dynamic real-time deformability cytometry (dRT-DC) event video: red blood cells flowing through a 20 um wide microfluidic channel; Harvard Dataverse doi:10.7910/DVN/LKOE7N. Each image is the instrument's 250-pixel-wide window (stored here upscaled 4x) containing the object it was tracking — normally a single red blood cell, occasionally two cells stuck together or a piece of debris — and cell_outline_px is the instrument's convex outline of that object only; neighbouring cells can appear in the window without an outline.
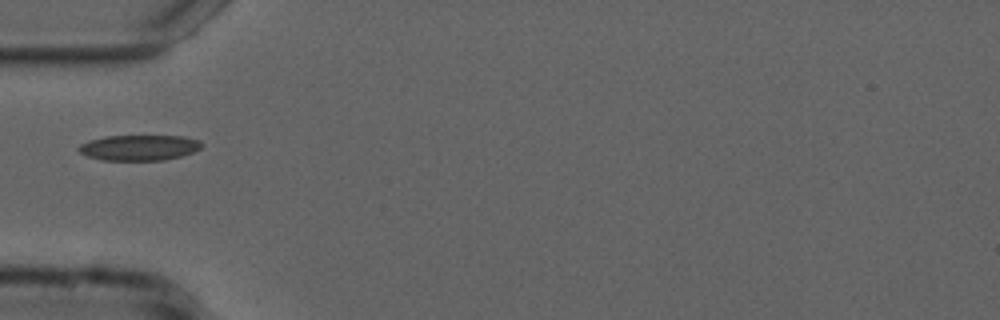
{"species": "common noctule bat (a hibernating species)", "species_latin": "Nyctalus noctula", "temperature_condition": "cold", "stored_images_in_passage": 31, "camera_frame_rate_fps": 3000, "um_per_image_px": 0.085, "animal": {"sex": "male", "forearm_length_mm": 52.5}, "frame": {"image": 1, "passage_image": 1, "time_ms": 0.0, "image_size_px": [1000, 320], "cell_outline_px": [[204, 144], [200, 148], [192, 152], [180, 156], [164, 160], [100, 160], [88, 156], [80, 152], [76, 148], [80, 144], [88, 140], [104, 136], [184, 136], [200, 140]], "centroid_in_image_um": [11.81, 12.54], "position_along_channel_um": 73.2, "area_um2": 18.38}}
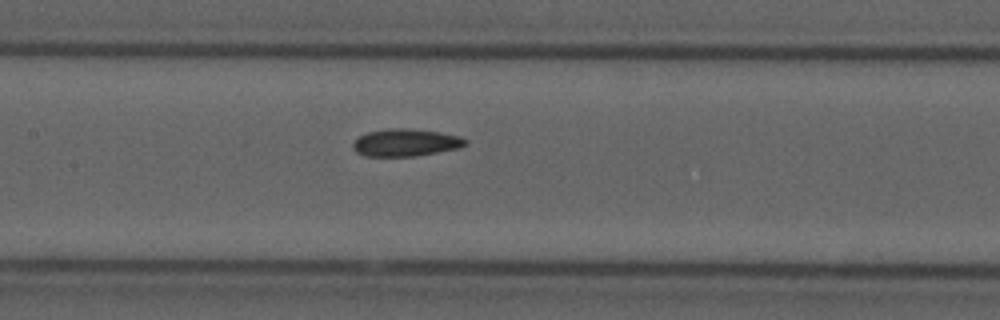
{"frame": {"image": 2, "passage_image": 9, "time_ms": 2.667, "image_size_px": [1000, 320], "cell_outline_px": [[468, 144], [460, 148], [416, 156], [364, 156], [356, 152], [352, 148], [352, 144], [360, 136], [368, 132], [388, 128], [404, 128], [440, 132], [460, 136], [468, 140]], "centroid_in_image_um": [34.51, 12.12], "position_along_channel_um": 172.9, "area_um2": 18.03}}
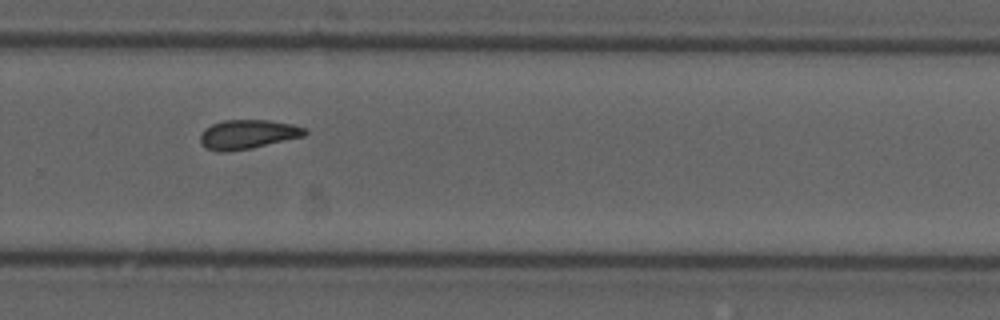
{"frame": {"image": 3, "passage_image": 20, "time_ms": 6.333, "image_size_px": [1000, 320], "cell_outline_px": [[308, 132], [304, 136], [252, 148], [228, 152], [216, 152], [204, 148], [200, 144], [200, 136], [204, 128], [212, 124], [224, 120], [268, 120], [292, 124], [304, 128]], "centroid_in_image_um": [21.0, 11.43], "position_along_channel_um": 308.8, "area_um2": 17.98}}